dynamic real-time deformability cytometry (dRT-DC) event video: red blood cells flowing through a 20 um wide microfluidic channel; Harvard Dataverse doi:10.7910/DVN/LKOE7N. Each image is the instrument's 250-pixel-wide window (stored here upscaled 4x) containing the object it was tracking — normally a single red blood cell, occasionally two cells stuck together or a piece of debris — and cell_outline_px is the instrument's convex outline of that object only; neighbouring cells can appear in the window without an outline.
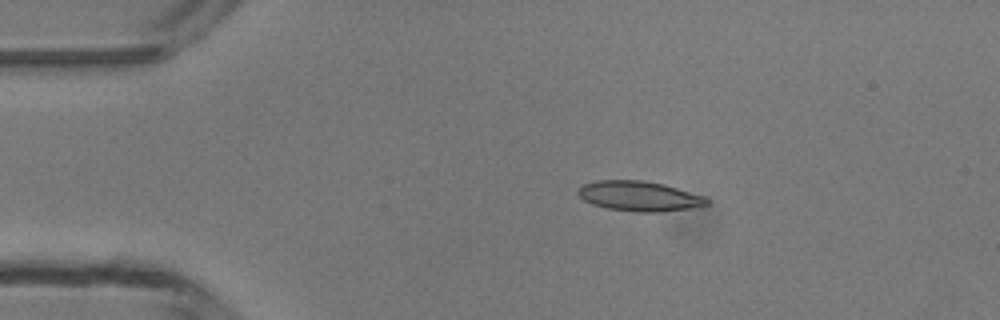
{"species": "common noctule bat (a hibernating species)", "species_latin": "Nyctalus noctula", "temperature_condition": "room temperature", "stored_images_in_passage": 4, "camera_frame_rate_fps": 3000, "um_per_image_px": 0.085, "animal": {"sex": "male", "body_mass_g": 13.3}, "frame": {"image": 1, "passage_image": 2, "time_ms": 1.333, "image_size_px": [1000, 320], "cell_outline_px": [[708, 204], [692, 208], [660, 212], [636, 212], [608, 208], [592, 204], [584, 200], [576, 192], [584, 184], [596, 180], [640, 180], [664, 184], [704, 196], [708, 200]], "centroid_in_image_um": [54.33, 16.67], "position_along_channel_um": 30.7, "area_um2": 22.37}}
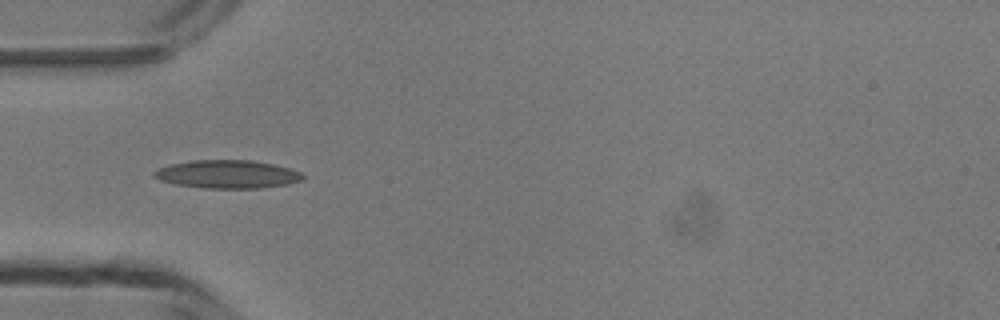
{"frame": {"image": 2, "passage_image": 4, "time_ms": 3.333, "image_size_px": [1000, 320], "cell_outline_px": [[304, 180], [288, 184], [260, 188], [204, 188], [176, 184], [160, 180], [152, 176], [152, 172], [156, 168], [172, 164], [192, 160], [248, 160], [272, 164], [288, 168], [300, 172], [304, 176]], "centroid_in_image_um": [19.3, 14.81], "position_along_channel_um": 65.7, "area_um2": 24.39}}